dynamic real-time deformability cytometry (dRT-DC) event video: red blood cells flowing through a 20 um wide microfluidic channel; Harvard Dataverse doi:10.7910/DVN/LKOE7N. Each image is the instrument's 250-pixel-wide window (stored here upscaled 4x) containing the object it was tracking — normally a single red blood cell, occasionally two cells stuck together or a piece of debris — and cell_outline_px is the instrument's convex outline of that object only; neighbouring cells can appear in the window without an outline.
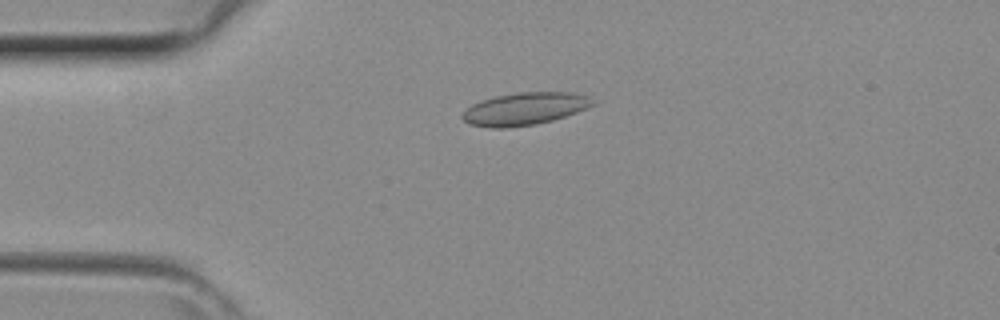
{"species": "common noctule bat (a hibernating species)", "species_latin": "Nyctalus noctula", "temperature_condition": "room temperature", "stored_images_in_passage": 26, "camera_frame_rate_fps": 3000, "um_per_image_px": 0.085, "animal": {"sex": "female", "body_mass_g": 29.2, "forearm_length_mm": 56.3}, "frame": {"image": 1, "passage_image": 1, "time_ms": 0.0, "image_size_px": [1000, 320], "cell_outline_px": [[596, 104], [588, 108], [552, 120], [536, 124], [504, 128], [492, 128], [468, 124], [460, 116], [472, 104], [496, 96], [516, 92], [572, 92], [588, 96], [596, 100]], "centroid_in_image_um": [44.63, 9.24], "position_along_channel_um": 40.4, "area_um2": 24.68}}
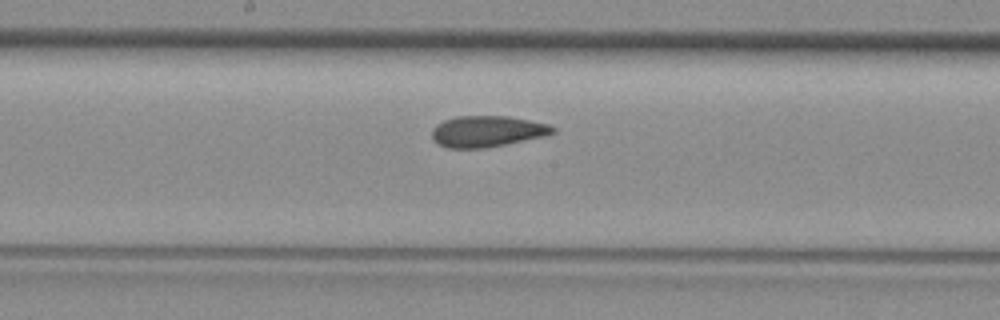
{"frame": {"image": 2, "passage_image": 13, "time_ms": 4.0, "image_size_px": [1000, 320], "cell_outline_px": [[556, 132], [544, 136], [484, 148], [448, 148], [432, 140], [432, 128], [436, 124], [444, 120], [456, 116], [508, 116], [548, 124], [556, 128]], "centroid_in_image_um": [41.38, 11.16], "position_along_channel_um": 206.8, "area_um2": 21.85}}
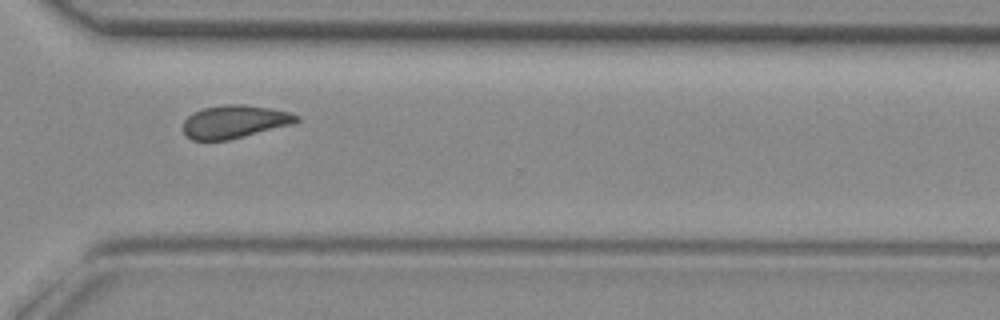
{"frame": {"image": 3, "passage_image": 22, "time_ms": 7.0, "image_size_px": [1000, 320], "cell_outline_px": [[300, 120], [292, 124], [228, 140], [192, 140], [184, 132], [184, 120], [192, 112], [204, 108], [224, 104], [244, 104], [268, 108], [288, 112], [300, 116]], "centroid_in_image_um": [19.93, 10.33], "position_along_channel_um": 350.7, "area_um2": 21.62}}